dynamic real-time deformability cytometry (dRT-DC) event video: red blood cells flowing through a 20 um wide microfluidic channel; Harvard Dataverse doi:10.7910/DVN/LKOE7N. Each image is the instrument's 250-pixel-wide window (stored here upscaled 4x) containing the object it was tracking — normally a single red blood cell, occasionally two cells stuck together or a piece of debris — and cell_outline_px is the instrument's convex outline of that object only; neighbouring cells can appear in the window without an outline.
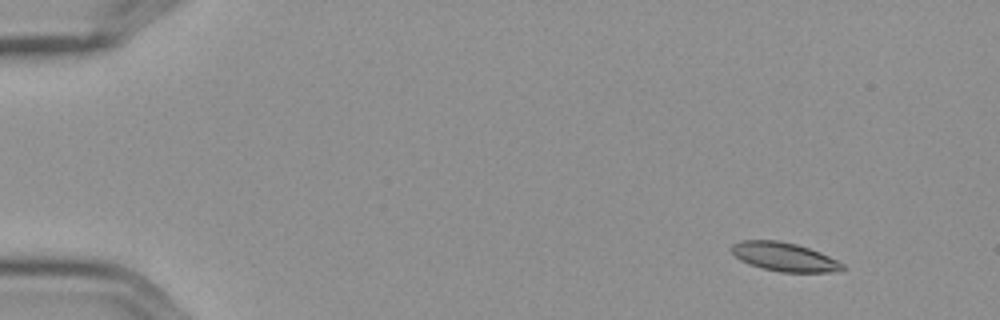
{"species": "Egyptian fruit bat (a non-hibernating species)", "species_latin": "Rousettus aegyptiacus", "temperature_condition": "cold", "stored_images_in_passage": 14, "camera_frame_rate_fps": 3000, "um_per_image_px": 0.085, "frame": {"image": 1, "passage_image": 1, "time_ms": 0.0, "image_size_px": [1000, 320], "cell_outline_px": [[844, 268], [832, 272], [780, 272], [764, 268], [740, 260], [728, 248], [732, 244], [740, 240], [780, 240], [796, 244], [820, 252], [844, 264]], "centroid_in_image_um": [66.63, 21.81], "position_along_channel_um": 18.4, "area_um2": 18.44}}
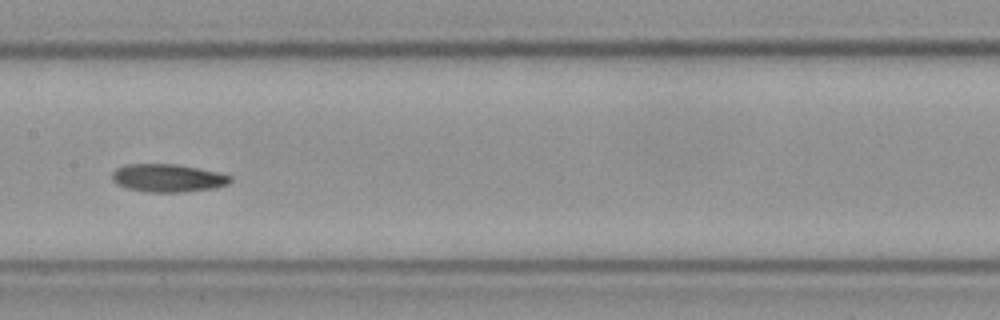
{"frame": {"image": 2, "passage_image": 7, "time_ms": 2.0, "image_size_px": [1000, 320], "cell_outline_px": [[232, 180], [228, 184], [216, 188], [184, 192], [148, 192], [124, 188], [116, 184], [112, 180], [112, 172], [116, 168], [124, 164], [176, 164], [216, 172], [232, 176]], "centroid_in_image_um": [14.23, 15.14], "position_along_channel_um": 193.2, "area_um2": 19.42}}
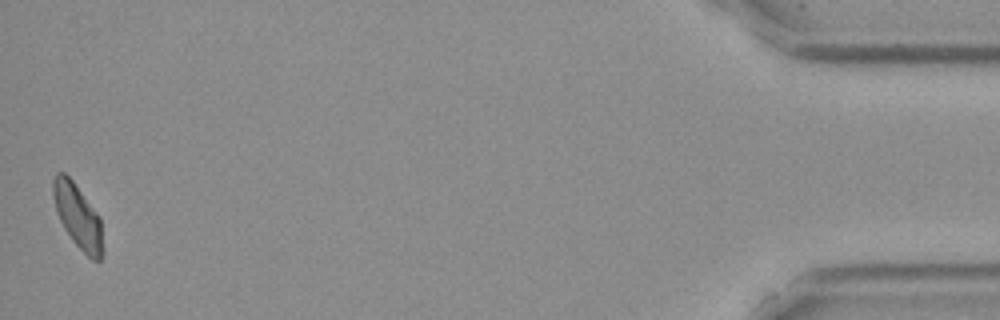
{"frame": {"image": 3, "passage_image": 14, "time_ms": 4.333, "image_size_px": [1000, 320], "cell_outline_px": [[104, 252], [100, 260], [92, 260], [72, 240], [64, 228], [56, 212], [52, 192], [52, 180], [56, 172], [64, 172], [72, 180], [100, 216], [104, 248]], "centroid_in_image_um": [6.62, 18.38], "position_along_channel_um": 428.6, "area_um2": 18.67}}